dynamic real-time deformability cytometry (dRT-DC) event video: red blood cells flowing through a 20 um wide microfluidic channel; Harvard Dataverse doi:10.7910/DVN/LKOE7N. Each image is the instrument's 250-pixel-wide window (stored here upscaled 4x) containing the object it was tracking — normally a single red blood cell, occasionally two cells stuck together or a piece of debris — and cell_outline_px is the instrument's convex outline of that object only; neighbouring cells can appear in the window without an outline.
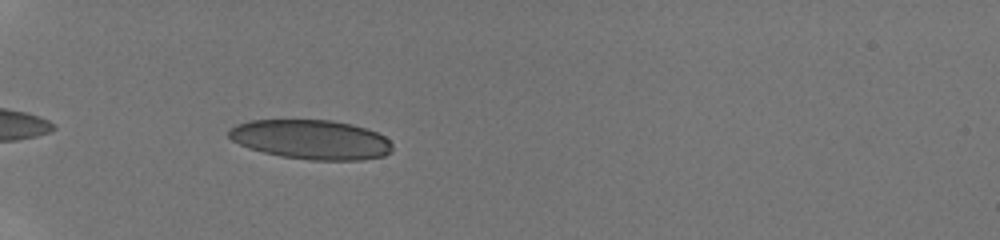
{"species": "human", "species_latin": "Homo sapiens", "temperature_condition": "room temperature", "stored_images_in_passage": 33, "camera_frame_rate_fps": 3000, "um_per_image_px": 0.085, "donor": {"sex": "male"}, "frame": {"image": 1, "passage_image": 3, "time_ms": 0.667, "image_size_px": [1000, 240], "cell_outline_px": [[392, 152], [384, 156], [360, 160], [312, 160], [280, 156], [248, 148], [232, 140], [228, 136], [228, 128], [236, 124], [252, 120], [332, 120], [352, 124], [376, 132], [384, 136], [392, 144]], "centroid_in_image_um": [26.44, 11.86], "position_along_channel_um": 58.6, "area_um2": 37.69}}
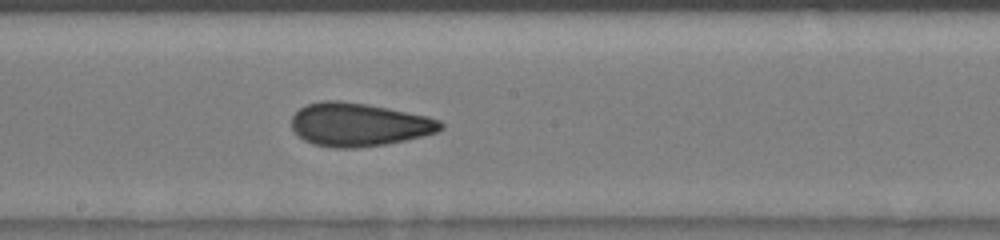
{"frame": {"image": 2, "passage_image": 16, "time_ms": 5.0, "image_size_px": [1000, 240], "cell_outline_px": [[444, 128], [436, 132], [424, 136], [384, 144], [352, 148], [336, 148], [312, 144], [304, 140], [292, 128], [292, 116], [300, 108], [308, 104], [320, 100], [340, 100], [368, 104], [428, 116], [440, 120], [444, 124]], "centroid_in_image_um": [30.51, 10.58], "position_along_channel_um": 217.7, "area_um2": 37.63}}
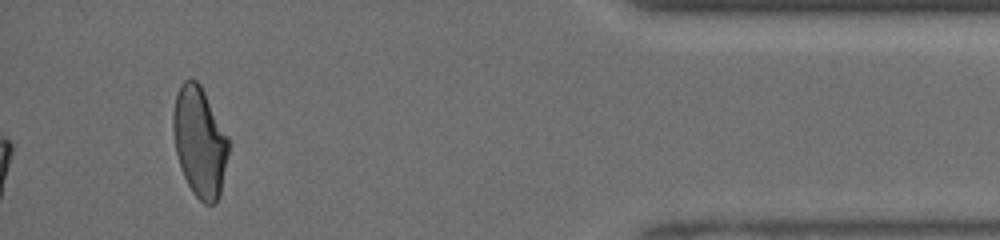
{"frame": {"image": 3, "passage_image": 33, "time_ms": 10.667, "image_size_px": [1000, 240], "cell_outline_px": [[228, 152], [220, 196], [216, 204], [204, 204], [192, 192], [184, 176], [176, 152], [172, 128], [172, 116], [176, 96], [180, 84], [184, 80], [196, 80], [200, 84], [228, 136]], "centroid_in_image_um": [16.96, 12.07], "position_along_channel_um": 418.2, "area_um2": 35.26}, "authors_computed_cell_mechanics": {"area_um2": 37.1076, "velocity_mm_per_s": 4.2609, "shape_relaxation_time_tau1_ms": 5.0721, "shape_relaxation_time_tau2_ms": 1.3288, "deformation_change_tau1": 0.1541, "deformation_change_tau2": 0.0913}}